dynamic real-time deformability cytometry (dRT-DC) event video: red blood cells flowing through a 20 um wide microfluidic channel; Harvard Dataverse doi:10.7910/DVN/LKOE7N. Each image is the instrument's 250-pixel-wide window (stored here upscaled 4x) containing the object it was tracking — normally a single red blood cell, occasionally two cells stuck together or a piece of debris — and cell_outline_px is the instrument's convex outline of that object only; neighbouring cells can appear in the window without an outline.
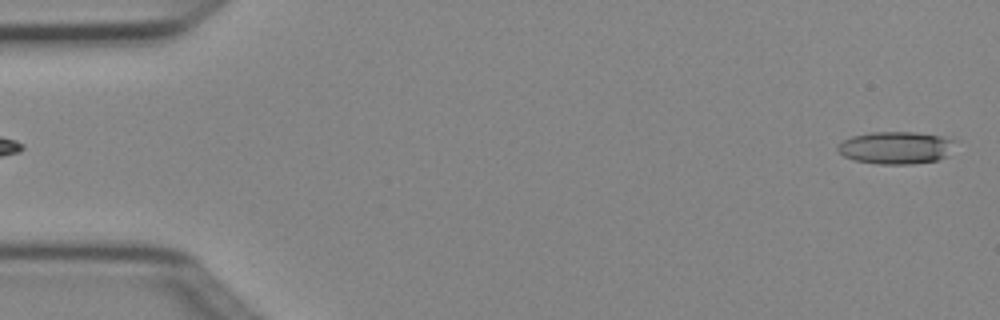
{"species": "Egyptian fruit bat (a non-hibernating species)", "species_latin": "Rousettus aegyptiacus", "temperature_condition": "cold", "stored_images_in_passage": 5, "segment_of_instrument_passage": [2, 2], "camera_frame_rate_fps": 3000, "um_per_image_px": 0.085, "animal": {"sex": "female"}, "frame": {"image": 1, "passage_image": 5, "time_ms": 1.333, "image_size_px": [1000, 320], "cell_outline_px": [[956, 140], [948, 156], [936, 160], [912, 164], [876, 164], [852, 160], [844, 156], [836, 148], [844, 140], [852, 136], [872, 132], [916, 132], [944, 136]], "centroid_in_image_um": [76.17, 12.55], "position_along_channel_um": 8.8, "area_um2": 22.31}}